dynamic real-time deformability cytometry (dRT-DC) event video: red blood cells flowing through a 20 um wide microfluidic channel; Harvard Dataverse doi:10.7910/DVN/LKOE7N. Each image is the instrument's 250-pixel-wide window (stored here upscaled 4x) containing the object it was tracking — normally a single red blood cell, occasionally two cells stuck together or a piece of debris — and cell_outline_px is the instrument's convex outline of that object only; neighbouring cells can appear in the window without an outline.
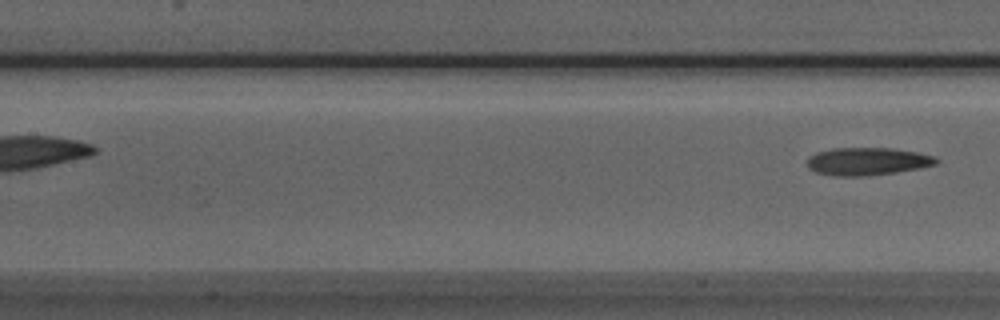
{"species": "Egyptian fruit bat (a non-hibernating species)", "species_latin": "Rousettus aegyptiacus", "temperature_condition": "room temperature", "stored_images_in_passage": 5, "camera_frame_rate_fps": 3000, "um_per_image_px": 0.085, "animal": {"sex": "male"}, "frame": {"image": 1, "passage_image": 5, "time_ms": 1.333, "image_size_px": [1000, 320], "cell_outline_px": [[940, 160], [936, 164], [920, 168], [896, 172], [868, 176], [836, 176], [816, 172], [808, 168], [808, 160], [812, 156], [820, 152], [832, 148], [892, 148], [920, 152], [936, 156]], "centroid_in_image_um": [73.81, 13.72], "position_along_channel_um": 133.6, "area_um2": 20.87}}